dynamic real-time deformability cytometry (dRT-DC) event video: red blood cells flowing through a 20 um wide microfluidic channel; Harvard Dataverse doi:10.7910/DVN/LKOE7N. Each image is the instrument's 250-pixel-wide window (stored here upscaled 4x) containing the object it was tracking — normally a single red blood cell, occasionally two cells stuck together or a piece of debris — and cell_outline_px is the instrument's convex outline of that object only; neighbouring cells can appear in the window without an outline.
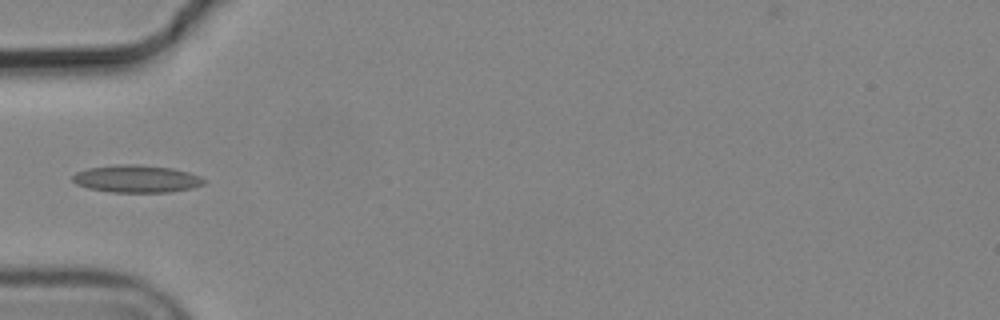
{"species": "common noctule bat (a hibernating species)", "species_latin": "Nyctalus noctula", "temperature_condition": "cold", "stored_images_in_passage": 4, "camera_frame_rate_fps": 3000, "um_per_image_px": 0.085, "animal": {"sex": "male", "body_mass_g": 19.2, "forearm_length_mm": 51.8}, "frame": {"image": 1, "passage_image": 4, "time_ms": 1.0, "image_size_px": [1000, 320], "cell_outline_px": [[208, 180], [204, 184], [192, 188], [168, 192], [112, 192], [88, 188], [76, 184], [72, 180], [72, 176], [76, 172], [88, 168], [120, 164], [136, 164], [172, 168], [188, 172], [200, 176]], "centroid_in_image_um": [11.62, 15.2], "position_along_channel_um": 73.4, "area_um2": 21.04}}